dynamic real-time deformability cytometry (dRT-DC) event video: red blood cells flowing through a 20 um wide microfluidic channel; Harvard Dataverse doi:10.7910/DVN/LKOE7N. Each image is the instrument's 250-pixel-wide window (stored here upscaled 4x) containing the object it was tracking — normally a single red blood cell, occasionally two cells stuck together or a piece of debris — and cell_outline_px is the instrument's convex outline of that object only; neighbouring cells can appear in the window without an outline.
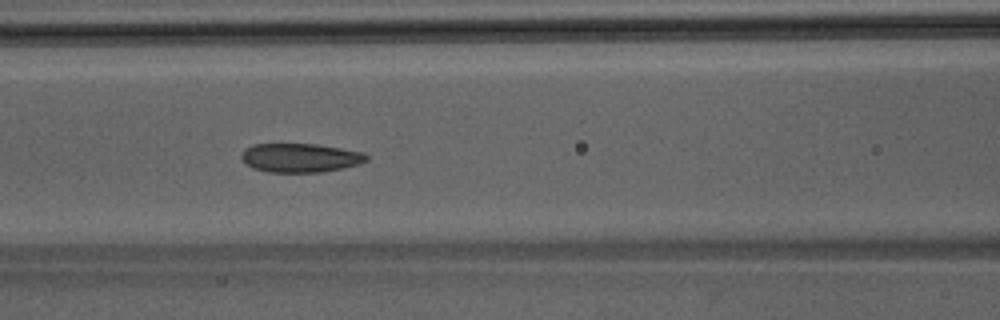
{"species": "Egyptian fruit bat (a non-hibernating species)", "species_latin": "Rousettus aegyptiacus", "temperature_condition": "room temperature", "stored_images_in_passage": 15, "camera_frame_rate_fps": 3000, "um_per_image_px": 0.085, "animal": {"sex": "male"}, "frame": {"image": 1, "passage_image": 8, "time_ms": 2.333, "image_size_px": [1000, 320], "cell_outline_px": [[368, 160], [360, 164], [344, 168], [320, 172], [268, 172], [252, 168], [244, 164], [240, 156], [244, 148], [252, 144], [316, 144], [364, 152], [368, 156]], "centroid_in_image_um": [25.5, 13.41], "position_along_channel_um": 141.1, "area_um2": 21.33}}
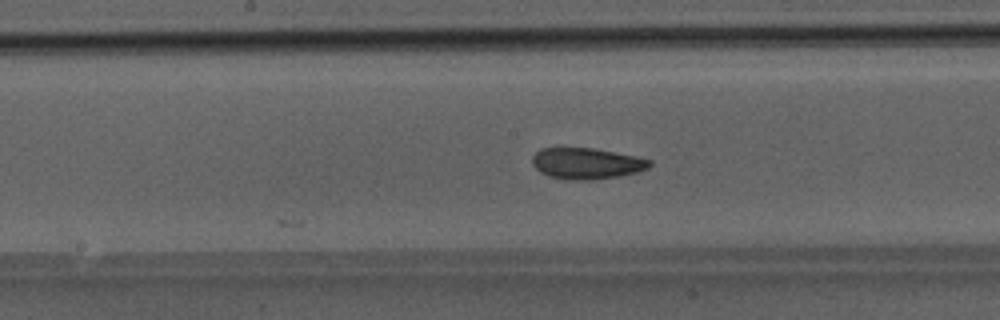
{"frame": {"image": 2, "passage_image": 12, "time_ms": 3.667, "image_size_px": [1000, 320], "cell_outline_px": [[652, 164], [648, 168], [636, 172], [616, 176], [592, 180], [564, 180], [548, 176], [540, 172], [532, 164], [532, 156], [540, 148], [592, 148], [636, 156], [652, 160]], "centroid_in_image_um": [49.83, 13.89], "position_along_channel_um": 198.4, "area_um2": 21.33}}